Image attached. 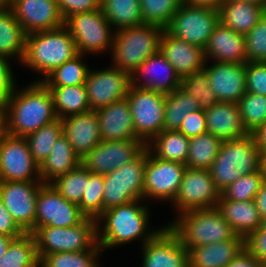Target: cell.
I'll return each mask as SVG.
<instances>
[{"mask_svg": "<svg viewBox=\"0 0 266 267\" xmlns=\"http://www.w3.org/2000/svg\"><path fill=\"white\" fill-rule=\"evenodd\" d=\"M14 89L4 106L5 132L27 137L58 119L50 90L34 81L20 91Z\"/></svg>", "mask_w": 266, "mask_h": 267, "instance_id": "1", "label": "cell"}, {"mask_svg": "<svg viewBox=\"0 0 266 267\" xmlns=\"http://www.w3.org/2000/svg\"><path fill=\"white\" fill-rule=\"evenodd\" d=\"M141 201L144 202L138 199L107 209L97 219V243L103 250L131 243L136 239H142L143 246L162 229L149 228L150 209L146 204H141Z\"/></svg>", "mask_w": 266, "mask_h": 267, "instance_id": "2", "label": "cell"}, {"mask_svg": "<svg viewBox=\"0 0 266 267\" xmlns=\"http://www.w3.org/2000/svg\"><path fill=\"white\" fill-rule=\"evenodd\" d=\"M168 227L178 236L182 246L190 250L196 246L229 239H245L237 235L217 207L189 210L180 213Z\"/></svg>", "mask_w": 266, "mask_h": 267, "instance_id": "3", "label": "cell"}, {"mask_svg": "<svg viewBox=\"0 0 266 267\" xmlns=\"http://www.w3.org/2000/svg\"><path fill=\"white\" fill-rule=\"evenodd\" d=\"M78 54L73 37L63 25L58 29L28 34L21 64L41 75L44 74L45 78Z\"/></svg>", "mask_w": 266, "mask_h": 267, "instance_id": "4", "label": "cell"}, {"mask_svg": "<svg viewBox=\"0 0 266 267\" xmlns=\"http://www.w3.org/2000/svg\"><path fill=\"white\" fill-rule=\"evenodd\" d=\"M260 152L252 133L223 141L211 168V177L221 192L239 177L260 170Z\"/></svg>", "mask_w": 266, "mask_h": 267, "instance_id": "5", "label": "cell"}, {"mask_svg": "<svg viewBox=\"0 0 266 267\" xmlns=\"http://www.w3.org/2000/svg\"><path fill=\"white\" fill-rule=\"evenodd\" d=\"M164 30L158 25L142 24L113 31V67L131 75L148 57L159 52Z\"/></svg>", "mask_w": 266, "mask_h": 267, "instance_id": "6", "label": "cell"}, {"mask_svg": "<svg viewBox=\"0 0 266 267\" xmlns=\"http://www.w3.org/2000/svg\"><path fill=\"white\" fill-rule=\"evenodd\" d=\"M32 234L39 259L55 252L87 251L97 243V220L86 217L73 227H38Z\"/></svg>", "mask_w": 266, "mask_h": 267, "instance_id": "7", "label": "cell"}, {"mask_svg": "<svg viewBox=\"0 0 266 267\" xmlns=\"http://www.w3.org/2000/svg\"><path fill=\"white\" fill-rule=\"evenodd\" d=\"M146 148L132 161L104 175L102 214L135 200H144Z\"/></svg>", "mask_w": 266, "mask_h": 267, "instance_id": "8", "label": "cell"}, {"mask_svg": "<svg viewBox=\"0 0 266 267\" xmlns=\"http://www.w3.org/2000/svg\"><path fill=\"white\" fill-rule=\"evenodd\" d=\"M129 102L136 136L146 145L164 130L165 94L130 86Z\"/></svg>", "mask_w": 266, "mask_h": 267, "instance_id": "9", "label": "cell"}, {"mask_svg": "<svg viewBox=\"0 0 266 267\" xmlns=\"http://www.w3.org/2000/svg\"><path fill=\"white\" fill-rule=\"evenodd\" d=\"M64 26L73 37L78 53L82 55L100 54L112 49L115 33L111 31V24L104 17L101 8L71 15L65 20Z\"/></svg>", "mask_w": 266, "mask_h": 267, "instance_id": "10", "label": "cell"}, {"mask_svg": "<svg viewBox=\"0 0 266 267\" xmlns=\"http://www.w3.org/2000/svg\"><path fill=\"white\" fill-rule=\"evenodd\" d=\"M219 22V10L182 3L165 30L178 39L205 49Z\"/></svg>", "mask_w": 266, "mask_h": 267, "instance_id": "11", "label": "cell"}, {"mask_svg": "<svg viewBox=\"0 0 266 267\" xmlns=\"http://www.w3.org/2000/svg\"><path fill=\"white\" fill-rule=\"evenodd\" d=\"M0 181L41 182L39 165L30 153L26 137L5 131L0 136Z\"/></svg>", "mask_w": 266, "mask_h": 267, "instance_id": "12", "label": "cell"}, {"mask_svg": "<svg viewBox=\"0 0 266 267\" xmlns=\"http://www.w3.org/2000/svg\"><path fill=\"white\" fill-rule=\"evenodd\" d=\"M221 193L206 169L186 167L172 206L178 214L195 209L217 207Z\"/></svg>", "mask_w": 266, "mask_h": 267, "instance_id": "13", "label": "cell"}, {"mask_svg": "<svg viewBox=\"0 0 266 267\" xmlns=\"http://www.w3.org/2000/svg\"><path fill=\"white\" fill-rule=\"evenodd\" d=\"M86 216L80 207L64 198L51 183H42L36 199L35 229L38 227H73Z\"/></svg>", "mask_w": 266, "mask_h": 267, "instance_id": "14", "label": "cell"}, {"mask_svg": "<svg viewBox=\"0 0 266 267\" xmlns=\"http://www.w3.org/2000/svg\"><path fill=\"white\" fill-rule=\"evenodd\" d=\"M186 165L155 157L146 147L144 200L156 199L173 202L178 193Z\"/></svg>", "mask_w": 266, "mask_h": 267, "instance_id": "15", "label": "cell"}, {"mask_svg": "<svg viewBox=\"0 0 266 267\" xmlns=\"http://www.w3.org/2000/svg\"><path fill=\"white\" fill-rule=\"evenodd\" d=\"M42 182L0 181V200L25 232L35 230L36 199Z\"/></svg>", "mask_w": 266, "mask_h": 267, "instance_id": "16", "label": "cell"}, {"mask_svg": "<svg viewBox=\"0 0 266 267\" xmlns=\"http://www.w3.org/2000/svg\"><path fill=\"white\" fill-rule=\"evenodd\" d=\"M90 110L97 111L113 102L126 98L131 77L128 72L111 67L102 70H89L85 81Z\"/></svg>", "mask_w": 266, "mask_h": 267, "instance_id": "17", "label": "cell"}, {"mask_svg": "<svg viewBox=\"0 0 266 267\" xmlns=\"http://www.w3.org/2000/svg\"><path fill=\"white\" fill-rule=\"evenodd\" d=\"M145 148L142 140H102L81 158V164L91 173L106 175L135 159Z\"/></svg>", "mask_w": 266, "mask_h": 267, "instance_id": "18", "label": "cell"}, {"mask_svg": "<svg viewBox=\"0 0 266 267\" xmlns=\"http://www.w3.org/2000/svg\"><path fill=\"white\" fill-rule=\"evenodd\" d=\"M10 9L27 35L58 29L65 22L57 0H13Z\"/></svg>", "mask_w": 266, "mask_h": 267, "instance_id": "19", "label": "cell"}, {"mask_svg": "<svg viewBox=\"0 0 266 267\" xmlns=\"http://www.w3.org/2000/svg\"><path fill=\"white\" fill-rule=\"evenodd\" d=\"M142 267H189L188 250L167 226L142 246Z\"/></svg>", "mask_w": 266, "mask_h": 267, "instance_id": "20", "label": "cell"}, {"mask_svg": "<svg viewBox=\"0 0 266 267\" xmlns=\"http://www.w3.org/2000/svg\"><path fill=\"white\" fill-rule=\"evenodd\" d=\"M130 77L132 86L164 94L181 86L180 76L160 51L148 57Z\"/></svg>", "mask_w": 266, "mask_h": 267, "instance_id": "21", "label": "cell"}, {"mask_svg": "<svg viewBox=\"0 0 266 267\" xmlns=\"http://www.w3.org/2000/svg\"><path fill=\"white\" fill-rule=\"evenodd\" d=\"M212 62L204 69L217 100L238 103L246 93V63Z\"/></svg>", "mask_w": 266, "mask_h": 267, "instance_id": "22", "label": "cell"}, {"mask_svg": "<svg viewBox=\"0 0 266 267\" xmlns=\"http://www.w3.org/2000/svg\"><path fill=\"white\" fill-rule=\"evenodd\" d=\"M161 54L173 66L180 78L204 69L207 60L204 49L189 44L164 30L160 39Z\"/></svg>", "mask_w": 266, "mask_h": 267, "instance_id": "23", "label": "cell"}, {"mask_svg": "<svg viewBox=\"0 0 266 267\" xmlns=\"http://www.w3.org/2000/svg\"><path fill=\"white\" fill-rule=\"evenodd\" d=\"M61 120L63 135L80 159L102 141L95 110L70 115Z\"/></svg>", "mask_w": 266, "mask_h": 267, "instance_id": "24", "label": "cell"}, {"mask_svg": "<svg viewBox=\"0 0 266 267\" xmlns=\"http://www.w3.org/2000/svg\"><path fill=\"white\" fill-rule=\"evenodd\" d=\"M101 140H140L134 129L129 102L126 98L96 111Z\"/></svg>", "mask_w": 266, "mask_h": 267, "instance_id": "25", "label": "cell"}, {"mask_svg": "<svg viewBox=\"0 0 266 267\" xmlns=\"http://www.w3.org/2000/svg\"><path fill=\"white\" fill-rule=\"evenodd\" d=\"M206 60L216 62L246 63L245 35L236 33L219 22L204 49Z\"/></svg>", "mask_w": 266, "mask_h": 267, "instance_id": "26", "label": "cell"}, {"mask_svg": "<svg viewBox=\"0 0 266 267\" xmlns=\"http://www.w3.org/2000/svg\"><path fill=\"white\" fill-rule=\"evenodd\" d=\"M207 132L222 141L244 137L249 132L245 129L238 103L218 101L204 109Z\"/></svg>", "mask_w": 266, "mask_h": 267, "instance_id": "27", "label": "cell"}, {"mask_svg": "<svg viewBox=\"0 0 266 267\" xmlns=\"http://www.w3.org/2000/svg\"><path fill=\"white\" fill-rule=\"evenodd\" d=\"M217 208L233 231L245 239L263 225V220L259 215L254 200L232 201L219 199Z\"/></svg>", "mask_w": 266, "mask_h": 267, "instance_id": "28", "label": "cell"}, {"mask_svg": "<svg viewBox=\"0 0 266 267\" xmlns=\"http://www.w3.org/2000/svg\"><path fill=\"white\" fill-rule=\"evenodd\" d=\"M245 247V239H229L188 251L189 267H225Z\"/></svg>", "mask_w": 266, "mask_h": 267, "instance_id": "29", "label": "cell"}, {"mask_svg": "<svg viewBox=\"0 0 266 267\" xmlns=\"http://www.w3.org/2000/svg\"><path fill=\"white\" fill-rule=\"evenodd\" d=\"M266 8L242 1H224L219 8V21L233 31L246 35L265 14Z\"/></svg>", "mask_w": 266, "mask_h": 267, "instance_id": "30", "label": "cell"}, {"mask_svg": "<svg viewBox=\"0 0 266 267\" xmlns=\"http://www.w3.org/2000/svg\"><path fill=\"white\" fill-rule=\"evenodd\" d=\"M80 164V157L62 134L56 140L48 157L39 166L41 182L51 183L57 177L75 169Z\"/></svg>", "mask_w": 266, "mask_h": 267, "instance_id": "31", "label": "cell"}, {"mask_svg": "<svg viewBox=\"0 0 266 267\" xmlns=\"http://www.w3.org/2000/svg\"><path fill=\"white\" fill-rule=\"evenodd\" d=\"M26 36L10 8H0V56L22 61Z\"/></svg>", "mask_w": 266, "mask_h": 267, "instance_id": "32", "label": "cell"}, {"mask_svg": "<svg viewBox=\"0 0 266 267\" xmlns=\"http://www.w3.org/2000/svg\"><path fill=\"white\" fill-rule=\"evenodd\" d=\"M190 138L178 130H163L147 145V149L157 158L186 164Z\"/></svg>", "mask_w": 266, "mask_h": 267, "instance_id": "33", "label": "cell"}, {"mask_svg": "<svg viewBox=\"0 0 266 267\" xmlns=\"http://www.w3.org/2000/svg\"><path fill=\"white\" fill-rule=\"evenodd\" d=\"M46 87L52 94L58 119L90 110L85 85Z\"/></svg>", "mask_w": 266, "mask_h": 267, "instance_id": "34", "label": "cell"}, {"mask_svg": "<svg viewBox=\"0 0 266 267\" xmlns=\"http://www.w3.org/2000/svg\"><path fill=\"white\" fill-rule=\"evenodd\" d=\"M100 8L115 31L144 24L140 0H101Z\"/></svg>", "mask_w": 266, "mask_h": 267, "instance_id": "35", "label": "cell"}, {"mask_svg": "<svg viewBox=\"0 0 266 267\" xmlns=\"http://www.w3.org/2000/svg\"><path fill=\"white\" fill-rule=\"evenodd\" d=\"M200 109L199 103L181 87L165 94L164 130H179L184 118Z\"/></svg>", "mask_w": 266, "mask_h": 267, "instance_id": "36", "label": "cell"}, {"mask_svg": "<svg viewBox=\"0 0 266 267\" xmlns=\"http://www.w3.org/2000/svg\"><path fill=\"white\" fill-rule=\"evenodd\" d=\"M40 259L32 233H24L9 244L0 258V267H37Z\"/></svg>", "mask_w": 266, "mask_h": 267, "instance_id": "37", "label": "cell"}, {"mask_svg": "<svg viewBox=\"0 0 266 267\" xmlns=\"http://www.w3.org/2000/svg\"><path fill=\"white\" fill-rule=\"evenodd\" d=\"M222 142L221 139L208 132L190 138L185 165L190 169L209 170L219 153Z\"/></svg>", "mask_w": 266, "mask_h": 267, "instance_id": "38", "label": "cell"}, {"mask_svg": "<svg viewBox=\"0 0 266 267\" xmlns=\"http://www.w3.org/2000/svg\"><path fill=\"white\" fill-rule=\"evenodd\" d=\"M82 54H78L74 58L68 60L58 68L54 69L42 80L45 86H78L84 85L90 68L83 61L85 59Z\"/></svg>", "mask_w": 266, "mask_h": 267, "instance_id": "39", "label": "cell"}, {"mask_svg": "<svg viewBox=\"0 0 266 267\" xmlns=\"http://www.w3.org/2000/svg\"><path fill=\"white\" fill-rule=\"evenodd\" d=\"M103 249L96 243L90 250L78 252H55L42 256L41 267H100L99 255Z\"/></svg>", "mask_w": 266, "mask_h": 267, "instance_id": "40", "label": "cell"}, {"mask_svg": "<svg viewBox=\"0 0 266 267\" xmlns=\"http://www.w3.org/2000/svg\"><path fill=\"white\" fill-rule=\"evenodd\" d=\"M62 134V120L57 119L50 124L42 126L26 137L30 153L39 166L48 157L56 140L60 138Z\"/></svg>", "mask_w": 266, "mask_h": 267, "instance_id": "41", "label": "cell"}, {"mask_svg": "<svg viewBox=\"0 0 266 267\" xmlns=\"http://www.w3.org/2000/svg\"><path fill=\"white\" fill-rule=\"evenodd\" d=\"M89 179V170L82 164L75 169L57 177L52 186L69 202L79 204Z\"/></svg>", "mask_w": 266, "mask_h": 267, "instance_id": "42", "label": "cell"}, {"mask_svg": "<svg viewBox=\"0 0 266 267\" xmlns=\"http://www.w3.org/2000/svg\"><path fill=\"white\" fill-rule=\"evenodd\" d=\"M181 4L182 0H140L143 23L165 29Z\"/></svg>", "mask_w": 266, "mask_h": 267, "instance_id": "43", "label": "cell"}, {"mask_svg": "<svg viewBox=\"0 0 266 267\" xmlns=\"http://www.w3.org/2000/svg\"><path fill=\"white\" fill-rule=\"evenodd\" d=\"M238 107L245 129L253 133L266 122V96L246 92L239 100Z\"/></svg>", "mask_w": 266, "mask_h": 267, "instance_id": "44", "label": "cell"}, {"mask_svg": "<svg viewBox=\"0 0 266 267\" xmlns=\"http://www.w3.org/2000/svg\"><path fill=\"white\" fill-rule=\"evenodd\" d=\"M198 103L201 109H207L218 102L209 85L205 69L193 72L181 79V86Z\"/></svg>", "mask_w": 266, "mask_h": 267, "instance_id": "45", "label": "cell"}, {"mask_svg": "<svg viewBox=\"0 0 266 267\" xmlns=\"http://www.w3.org/2000/svg\"><path fill=\"white\" fill-rule=\"evenodd\" d=\"M103 193L104 175L89 171V179L86 183L85 192L78 204L81 212L87 218L97 220L102 215Z\"/></svg>", "mask_w": 266, "mask_h": 267, "instance_id": "46", "label": "cell"}, {"mask_svg": "<svg viewBox=\"0 0 266 267\" xmlns=\"http://www.w3.org/2000/svg\"><path fill=\"white\" fill-rule=\"evenodd\" d=\"M263 182L261 170L241 176L221 192L220 199L232 201L254 200Z\"/></svg>", "mask_w": 266, "mask_h": 267, "instance_id": "47", "label": "cell"}, {"mask_svg": "<svg viewBox=\"0 0 266 267\" xmlns=\"http://www.w3.org/2000/svg\"><path fill=\"white\" fill-rule=\"evenodd\" d=\"M245 39L247 62H266V12Z\"/></svg>", "mask_w": 266, "mask_h": 267, "instance_id": "48", "label": "cell"}, {"mask_svg": "<svg viewBox=\"0 0 266 267\" xmlns=\"http://www.w3.org/2000/svg\"><path fill=\"white\" fill-rule=\"evenodd\" d=\"M246 92L266 96V62H246Z\"/></svg>", "mask_w": 266, "mask_h": 267, "instance_id": "49", "label": "cell"}, {"mask_svg": "<svg viewBox=\"0 0 266 267\" xmlns=\"http://www.w3.org/2000/svg\"><path fill=\"white\" fill-rule=\"evenodd\" d=\"M9 61H11L9 58L0 56V105L2 106H5L17 86Z\"/></svg>", "mask_w": 266, "mask_h": 267, "instance_id": "50", "label": "cell"}, {"mask_svg": "<svg viewBox=\"0 0 266 267\" xmlns=\"http://www.w3.org/2000/svg\"><path fill=\"white\" fill-rule=\"evenodd\" d=\"M186 137L192 138L207 132L206 115L204 109L191 112L184 118L178 130Z\"/></svg>", "mask_w": 266, "mask_h": 267, "instance_id": "51", "label": "cell"}, {"mask_svg": "<svg viewBox=\"0 0 266 267\" xmlns=\"http://www.w3.org/2000/svg\"><path fill=\"white\" fill-rule=\"evenodd\" d=\"M59 10L66 20L77 13H87L100 9L101 0H57Z\"/></svg>", "mask_w": 266, "mask_h": 267, "instance_id": "52", "label": "cell"}, {"mask_svg": "<svg viewBox=\"0 0 266 267\" xmlns=\"http://www.w3.org/2000/svg\"><path fill=\"white\" fill-rule=\"evenodd\" d=\"M245 247L266 265V228L263 225L245 239Z\"/></svg>", "mask_w": 266, "mask_h": 267, "instance_id": "53", "label": "cell"}, {"mask_svg": "<svg viewBox=\"0 0 266 267\" xmlns=\"http://www.w3.org/2000/svg\"><path fill=\"white\" fill-rule=\"evenodd\" d=\"M25 232L17 225L12 216L0 200V234L18 238Z\"/></svg>", "mask_w": 266, "mask_h": 267, "instance_id": "54", "label": "cell"}, {"mask_svg": "<svg viewBox=\"0 0 266 267\" xmlns=\"http://www.w3.org/2000/svg\"><path fill=\"white\" fill-rule=\"evenodd\" d=\"M225 267H266V265L244 247Z\"/></svg>", "mask_w": 266, "mask_h": 267, "instance_id": "55", "label": "cell"}, {"mask_svg": "<svg viewBox=\"0 0 266 267\" xmlns=\"http://www.w3.org/2000/svg\"><path fill=\"white\" fill-rule=\"evenodd\" d=\"M261 156H266V122L252 133Z\"/></svg>", "mask_w": 266, "mask_h": 267, "instance_id": "56", "label": "cell"}, {"mask_svg": "<svg viewBox=\"0 0 266 267\" xmlns=\"http://www.w3.org/2000/svg\"><path fill=\"white\" fill-rule=\"evenodd\" d=\"M256 207L262 220L266 219V182L261 185L260 190L254 198Z\"/></svg>", "mask_w": 266, "mask_h": 267, "instance_id": "57", "label": "cell"}, {"mask_svg": "<svg viewBox=\"0 0 266 267\" xmlns=\"http://www.w3.org/2000/svg\"><path fill=\"white\" fill-rule=\"evenodd\" d=\"M225 0H182V3L190 6L208 7L219 10Z\"/></svg>", "mask_w": 266, "mask_h": 267, "instance_id": "58", "label": "cell"}, {"mask_svg": "<svg viewBox=\"0 0 266 267\" xmlns=\"http://www.w3.org/2000/svg\"><path fill=\"white\" fill-rule=\"evenodd\" d=\"M13 239L14 238H12L11 236L0 234V258L7 251V248Z\"/></svg>", "mask_w": 266, "mask_h": 267, "instance_id": "59", "label": "cell"}, {"mask_svg": "<svg viewBox=\"0 0 266 267\" xmlns=\"http://www.w3.org/2000/svg\"><path fill=\"white\" fill-rule=\"evenodd\" d=\"M5 131L4 106L0 105V136Z\"/></svg>", "mask_w": 266, "mask_h": 267, "instance_id": "60", "label": "cell"}, {"mask_svg": "<svg viewBox=\"0 0 266 267\" xmlns=\"http://www.w3.org/2000/svg\"><path fill=\"white\" fill-rule=\"evenodd\" d=\"M260 170L263 175V180L266 182V156L260 157Z\"/></svg>", "mask_w": 266, "mask_h": 267, "instance_id": "61", "label": "cell"}, {"mask_svg": "<svg viewBox=\"0 0 266 267\" xmlns=\"http://www.w3.org/2000/svg\"><path fill=\"white\" fill-rule=\"evenodd\" d=\"M225 1H242L246 3H254L257 5L264 6L266 8V0H225Z\"/></svg>", "mask_w": 266, "mask_h": 267, "instance_id": "62", "label": "cell"}, {"mask_svg": "<svg viewBox=\"0 0 266 267\" xmlns=\"http://www.w3.org/2000/svg\"><path fill=\"white\" fill-rule=\"evenodd\" d=\"M13 0H0V8H10Z\"/></svg>", "mask_w": 266, "mask_h": 267, "instance_id": "63", "label": "cell"}, {"mask_svg": "<svg viewBox=\"0 0 266 267\" xmlns=\"http://www.w3.org/2000/svg\"><path fill=\"white\" fill-rule=\"evenodd\" d=\"M263 226L266 228V219L263 220Z\"/></svg>", "mask_w": 266, "mask_h": 267, "instance_id": "64", "label": "cell"}]
</instances>
